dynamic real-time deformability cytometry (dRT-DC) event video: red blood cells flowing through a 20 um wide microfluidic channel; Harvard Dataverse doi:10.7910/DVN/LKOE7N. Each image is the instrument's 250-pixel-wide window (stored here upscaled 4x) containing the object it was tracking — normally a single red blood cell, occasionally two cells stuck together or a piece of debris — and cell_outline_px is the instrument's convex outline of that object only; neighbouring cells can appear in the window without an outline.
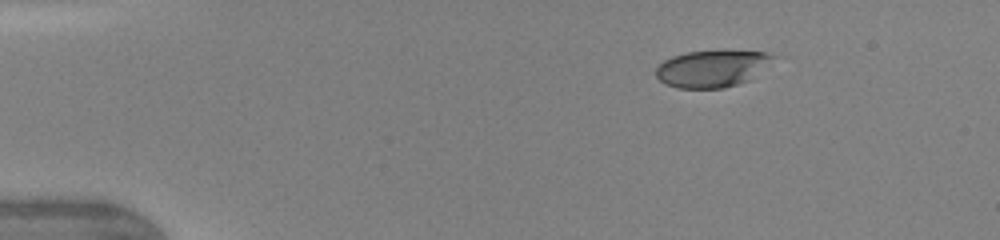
{"species": "human", "species_latin": "Homo sapiens", "temperature_condition": "warm", "stored_images_in_passage": 24, "camera_frame_rate_fps": 3000, "um_per_image_px": 0.085, "donor": {"sex": "female"}, "frame": {"image": 1, "passage_image": 1, "time_ms": 0.0, "image_size_px": [1000, 240], "cell_outline_px": [[776, 56], [748, 80], [724, 88], [676, 88], [664, 84], [656, 76], [656, 68], [664, 60], [672, 56], [688, 52], [768, 52]], "centroid_in_image_um": [60.44, 5.85], "position_along_channel_um": 24.6, "area_um2": 24.45}}
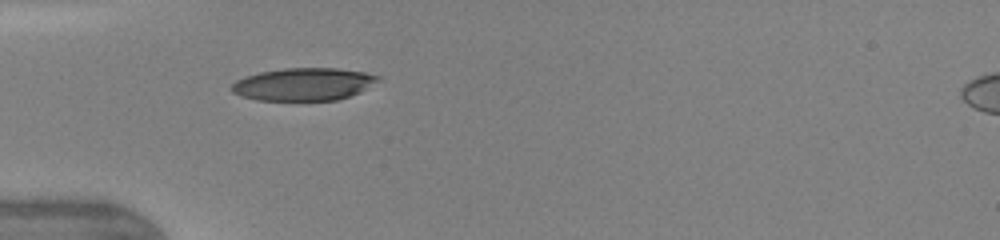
{"frame": {"image": 2, "passage_image": 17, "time_ms": 2.667, "image_size_px": [1000, 240], "cell_outline_px": [[380, 80], [360, 92], [336, 100], [256, 100], [240, 96], [232, 92], [228, 88], [236, 80], [244, 76], [260, 72], [284, 68], [336, 68], [364, 72], [380, 76]], "centroid_in_image_um": [25.76, 7.15], "position_along_channel_um": 59.2, "area_um2": 27.92}}